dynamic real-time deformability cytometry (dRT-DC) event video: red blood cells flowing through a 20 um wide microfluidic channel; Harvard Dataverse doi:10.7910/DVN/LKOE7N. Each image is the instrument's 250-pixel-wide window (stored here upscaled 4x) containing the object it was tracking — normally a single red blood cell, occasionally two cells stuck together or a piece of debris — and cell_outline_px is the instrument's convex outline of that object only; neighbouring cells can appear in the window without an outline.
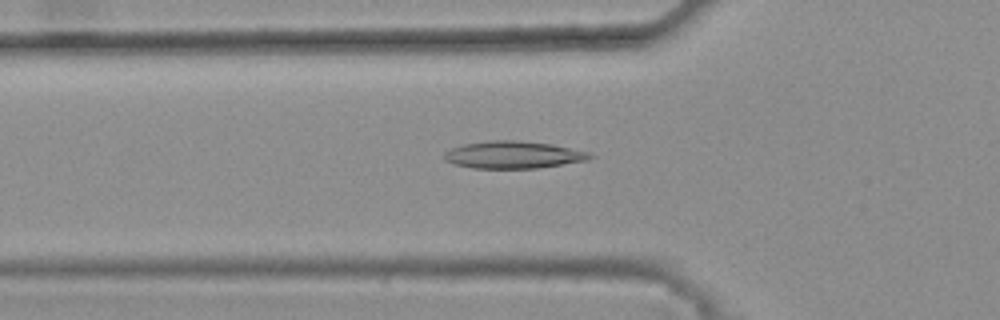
{"species": "common noctule bat (a hibernating species)", "species_latin": "Nyctalus noctula", "temperature_condition": "warm", "stored_images_in_passage": 46, "camera_frame_rate_fps": 3000, "um_per_image_px": 0.085, "animal": {"sex": "female", "body_mass_g": 25.1}, "frame": {"image": 1, "passage_image": 17, "time_ms": 5.333, "image_size_px": [1000, 320], "cell_outline_px": [[596, 156], [588, 160], [536, 168], [472, 168], [452, 164], [444, 160], [444, 152], [452, 148], [464, 144], [492, 140], [516, 140], [552, 144], [592, 152]], "centroid_in_image_um": [43.65, 13.16], "position_along_channel_um": 82.1, "area_um2": 23.29}}
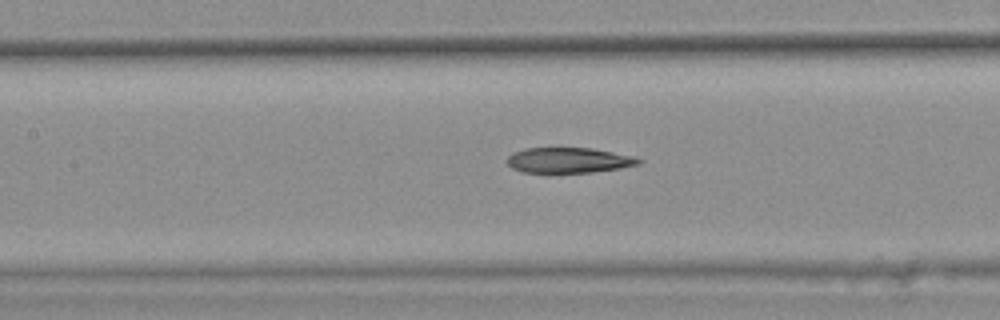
{"frame": {"image": 2, "passage_image": 23, "time_ms": 7.333, "image_size_px": [1000, 320], "cell_outline_px": [[644, 160], [640, 164], [620, 168], [592, 172], [520, 172], [512, 168], [504, 160], [512, 152], [524, 148], [592, 148], [636, 156]], "centroid_in_image_um": [48.34, 13.61], "position_along_channel_um": 159.1, "area_um2": 19.65}}
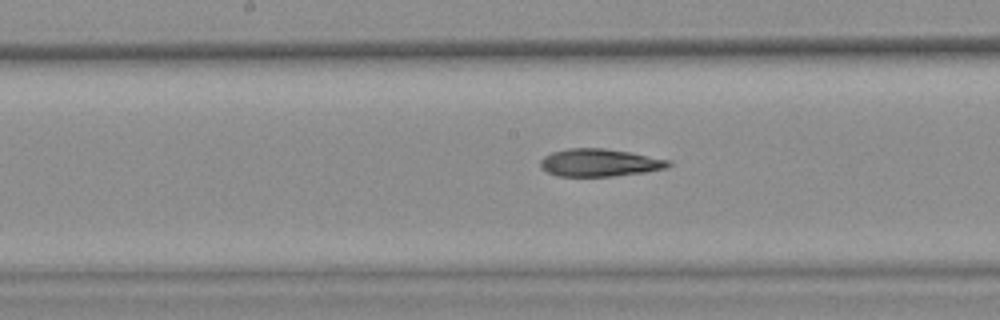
{"frame": {"image": 3, "passage_image": 26, "time_ms": 8.333, "image_size_px": [1000, 320], "cell_outline_px": [[672, 164], [668, 168], [644, 172], [612, 176], [556, 176], [540, 168], [540, 160], [544, 156], [552, 152], [568, 148], [604, 148], [628, 152], [668, 160]], "centroid_in_image_um": [50.92, 13.83], "position_along_channel_um": 197.3, "area_um2": 20.52}, "authors_computed_cell_mechanics": {"area_um2": 21.0392, "velocity_mm_per_s": 3.8224, "shape_relaxation_time_tau1_ms": null, "shape_relaxation_time_tau2_ms": 10.3845, "deformation_change_tau1": null, "deformation_change_tau2": 0.2156}}